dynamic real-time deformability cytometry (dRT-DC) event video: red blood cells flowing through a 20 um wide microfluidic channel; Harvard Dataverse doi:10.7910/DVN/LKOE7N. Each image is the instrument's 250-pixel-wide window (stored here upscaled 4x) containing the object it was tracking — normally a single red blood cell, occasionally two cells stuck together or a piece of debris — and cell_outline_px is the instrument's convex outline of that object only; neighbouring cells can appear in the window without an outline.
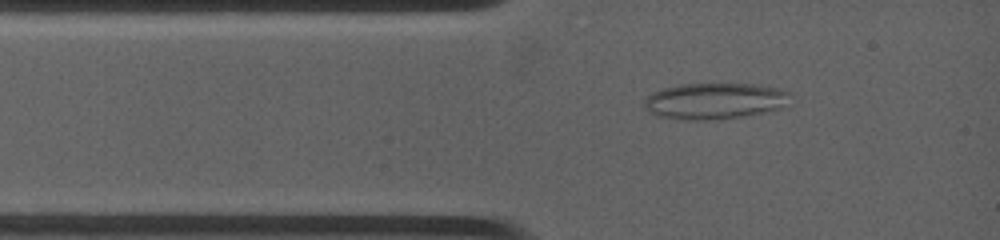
{"species": "common noctule bat (a hibernating species)", "species_latin": "Nyctalus noctula", "temperature_condition": "warm", "stored_images_in_passage": 11, "camera_frame_rate_fps": 4500, "um_per_image_px": 0.085, "animal": {"sex": "female", "body_mass_g": 19.0, "forearm_length_mm": 53.3}, "frame": {"image": 1, "passage_image": 5, "time_ms": 1.111, "image_size_px": [1000, 240], "cell_outline_px": [[788, 92], [776, 108], [764, 112], [748, 116], [708, 120], [684, 120], [656, 116], [644, 108], [644, 104], [648, 96], [664, 88], [684, 84], [752, 84], [780, 88]], "centroid_in_image_um": [60.64, 8.6], "position_along_channel_um": 24.4, "area_um2": 30.06}}
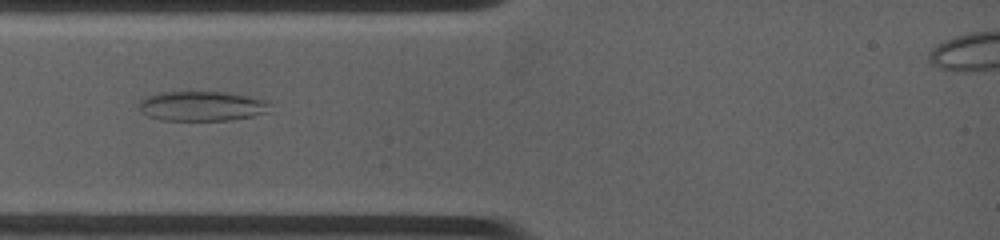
{"frame": {"image": 2, "passage_image": 10, "time_ms": 2.444, "image_size_px": [1000, 240], "cell_outline_px": [[268, 112], [252, 116], [232, 120], [160, 120], [148, 116], [140, 112], [140, 100], [148, 96], [160, 92], [220, 92], [244, 96], [264, 100], [268, 104]], "centroid_in_image_um": [17.09, 9.03], "position_along_channel_um": 67.9, "area_um2": 22.37}}